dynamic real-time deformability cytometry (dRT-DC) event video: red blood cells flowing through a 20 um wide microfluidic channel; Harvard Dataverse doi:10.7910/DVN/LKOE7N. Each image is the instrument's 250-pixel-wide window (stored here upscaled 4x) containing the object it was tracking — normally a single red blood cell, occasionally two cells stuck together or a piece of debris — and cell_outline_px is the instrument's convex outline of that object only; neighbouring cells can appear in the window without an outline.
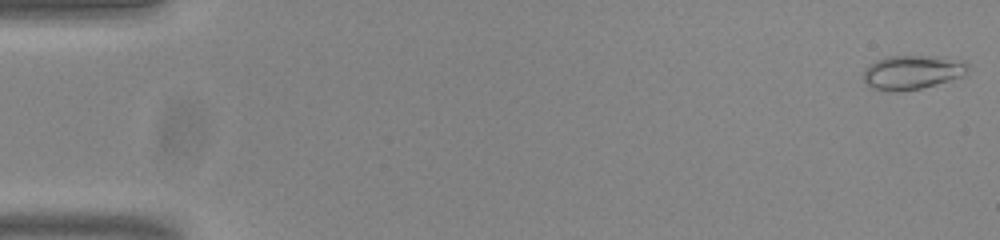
{"species": "common noctule bat (a hibernating species)", "species_latin": "Nyctalus noctula", "temperature_condition": "room temperature", "stored_images_in_passage": 54, "camera_frame_rate_fps": 3000, "um_per_image_px": 0.085, "animal": {"sex": "male", "body_mass_g": 20.0, "forearm_length_mm": 53.3}, "frame": {"image": 1, "passage_image": 1, "time_ms": 0.0, "image_size_px": [1000, 240], "cell_outline_px": [[968, 64], [964, 76], [920, 88], [892, 92], [872, 88], [864, 80], [864, 68], [868, 64], [876, 60], [888, 56], [940, 56], [964, 60]], "centroid_in_image_um": [77.53, 6.12], "position_along_channel_um": 7.5, "area_um2": 20.75}}
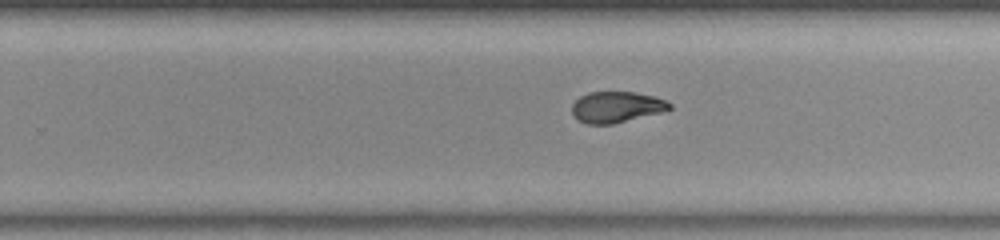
{"frame": {"image": 2, "passage_image": 34, "time_ms": 11.0, "image_size_px": [1000, 240], "cell_outline_px": [[672, 108], [660, 112], [612, 124], [588, 124], [580, 120], [572, 112], [572, 104], [580, 96], [588, 92], [636, 92], [652, 96], [664, 100], [672, 104]], "centroid_in_image_um": [52.39, 9.08], "position_along_channel_um": 277.4, "area_um2": 17.34}}
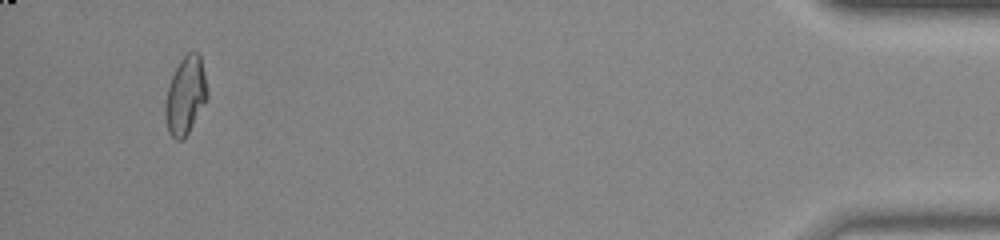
{"frame": {"image": 3, "passage_image": 51, "time_ms": 16.667, "image_size_px": [1000, 240], "cell_outline_px": [[208, 96], [188, 132], [180, 140], [176, 140], [168, 132], [164, 116], [164, 104], [168, 88], [172, 76], [180, 60], [188, 52], [196, 52], [200, 56], [204, 72], [208, 92]], "centroid_in_image_um": [15.74, 8.12], "position_along_channel_um": 419.5, "area_um2": 18.73}, "authors_computed_cell_mechanics": {"area_um2": 18.6983, "velocity_mm_per_s": 3.832, "shape_relaxation_time_tau1_ms": null, "shape_relaxation_time_tau2_ms": 1.6363, "deformation_change_tau1": null, "deformation_change_tau2": 0.0596}}